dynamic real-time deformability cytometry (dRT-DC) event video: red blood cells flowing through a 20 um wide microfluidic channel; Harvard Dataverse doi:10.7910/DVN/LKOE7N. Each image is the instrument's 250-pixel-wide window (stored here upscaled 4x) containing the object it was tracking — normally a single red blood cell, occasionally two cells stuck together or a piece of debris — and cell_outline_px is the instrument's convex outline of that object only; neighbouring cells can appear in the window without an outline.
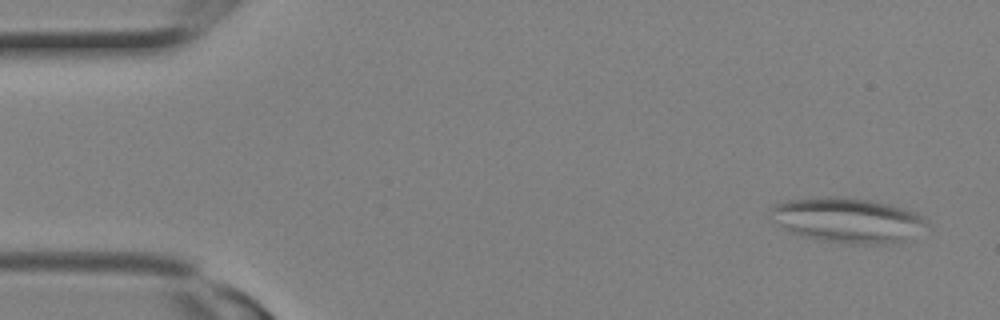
{"species": "Egyptian fruit bat (a non-hibernating species)", "species_latin": "Rousettus aegyptiacus", "temperature_condition": "room temperature", "stored_images_in_passage": 10, "camera_frame_rate_fps": 3000, "um_per_image_px": 0.085, "animal": {"sex": "female"}, "frame": {"image": 1, "passage_image": 2, "time_ms": 0.333, "image_size_px": [1000, 320], "cell_outline_px": [[928, 220], [912, 240], [888, 244], [848, 244], [820, 240], [804, 236], [792, 232], [784, 228], [768, 216], [768, 208], [772, 204], [788, 200], [828, 196], [836, 196], [868, 200], [888, 204], [904, 208], [916, 212], [924, 216]], "centroid_in_image_um": [72.04, 18.72], "position_along_channel_um": 13.0, "area_um2": 41.27}}